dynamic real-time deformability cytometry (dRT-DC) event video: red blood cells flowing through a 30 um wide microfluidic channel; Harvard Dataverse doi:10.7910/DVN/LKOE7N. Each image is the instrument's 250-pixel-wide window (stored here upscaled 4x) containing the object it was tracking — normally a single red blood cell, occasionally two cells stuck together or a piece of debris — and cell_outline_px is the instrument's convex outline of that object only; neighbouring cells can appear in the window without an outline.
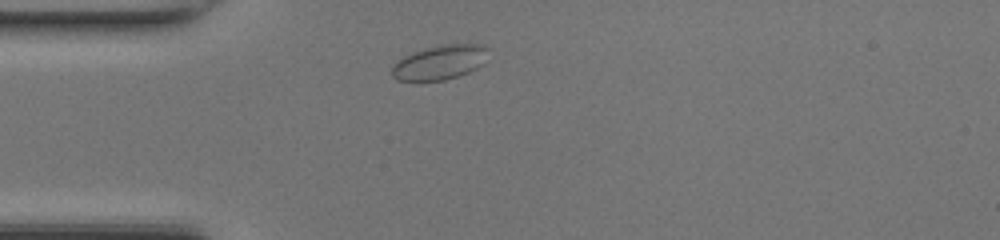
{"species": "common noctule bat (a hibernating species)", "species_latin": "Nyctalus noctula", "temperature_condition": "room temperature", "stored_images_in_passage": 37, "camera_frame_rate_fps": 3000, "um_per_image_px": 0.085, "animal": {"sex": "female", "body_mass_g": 17.0, "forearm_length_mm": 48.0}, "frame": {"image": 1, "passage_image": 1, "time_ms": 0.0, "image_size_px": [1000, 240], "cell_outline_px": [[488, 48], [484, 64], [468, 72], [444, 80], [396, 80], [392, 76], [392, 68], [404, 56], [412, 52], [424, 48], [440, 44], [484, 44]], "centroid_in_image_um": [37.41, 5.28], "position_along_channel_um": 47.6, "area_um2": 19.19}}
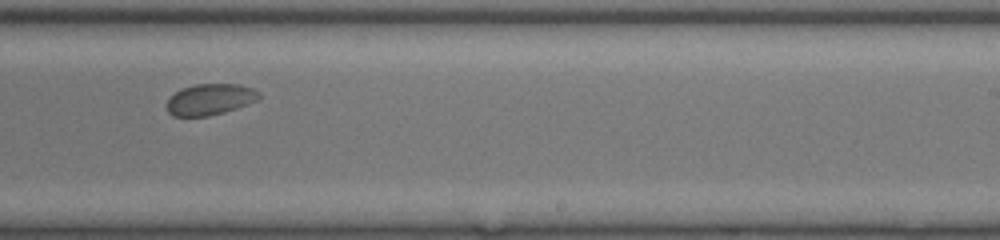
{"frame": {"image": 2, "passage_image": 18, "time_ms": 5.667, "image_size_px": [1000, 240], "cell_outline_px": [[260, 100], [224, 112], [208, 116], [172, 116], [168, 112], [168, 100], [180, 88], [196, 84], [240, 84], [252, 88], [260, 92]], "centroid_in_image_um": [17.89, 8.44], "position_along_channel_um": 271.1, "area_um2": 16.76}}
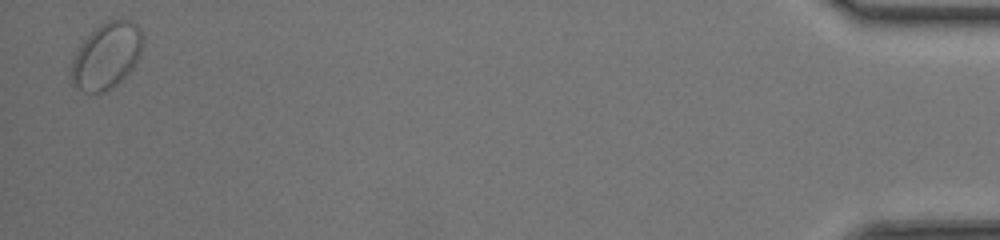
{"frame": {"image": 3, "passage_image": 36, "time_ms": 11.667, "image_size_px": [1000, 240], "cell_outline_px": [[140, 52], [132, 68], [116, 84], [104, 92], [84, 92], [72, 84], [68, 72], [72, 60], [80, 44], [100, 24], [112, 20], [132, 20], [140, 28]], "centroid_in_image_um": [8.98, 4.77], "position_along_channel_um": 426.2, "area_um2": 27.05}, "authors_computed_cell_mechanics": {"area_um2": 17.8602, "velocity_mm_per_s": 4.1934, "shape_relaxation_time_tau1_ms": 2.6407, "shape_relaxation_time_tau2_ms": null, "deformation_change_tau1": 0.0337, "deformation_change_tau2": null}}